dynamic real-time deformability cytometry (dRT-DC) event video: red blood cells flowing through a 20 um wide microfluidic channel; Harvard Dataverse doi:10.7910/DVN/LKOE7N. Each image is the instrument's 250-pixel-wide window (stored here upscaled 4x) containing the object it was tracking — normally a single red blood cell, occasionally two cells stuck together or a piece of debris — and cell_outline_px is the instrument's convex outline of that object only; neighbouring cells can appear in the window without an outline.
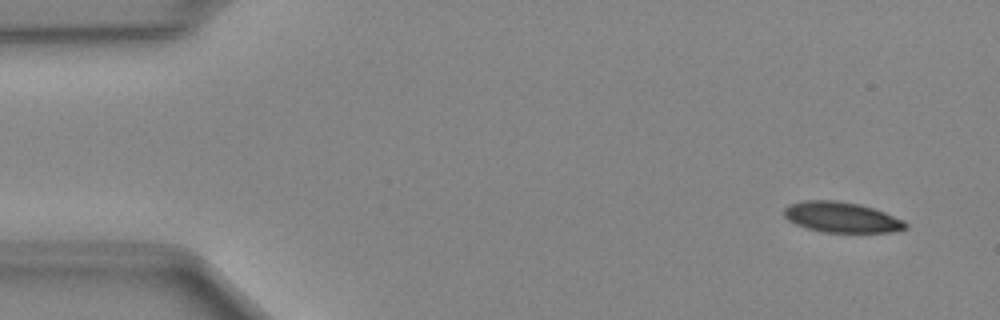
{"species": "Egyptian fruit bat (a non-hibernating species)", "species_latin": "Rousettus aegyptiacus", "temperature_condition": "cold", "stored_images_in_passage": 49, "camera_frame_rate_fps": 3000, "um_per_image_px": 0.085, "animal": {"sex": "female"}, "frame": {"image": 1, "passage_image": 3, "time_ms": 0.667, "image_size_px": [1000, 320], "cell_outline_px": [[908, 228], [888, 232], [824, 232], [808, 228], [796, 224], [788, 220], [784, 216], [784, 208], [788, 204], [804, 200], [836, 200], [860, 204], [884, 212], [904, 220], [908, 224]], "centroid_in_image_um": [71.52, 18.45], "position_along_channel_um": 13.5, "area_um2": 21.56}}
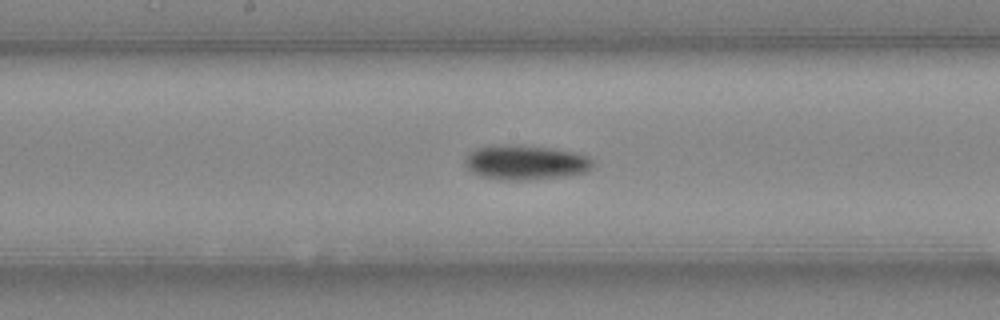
{"frame": {"image": 2, "passage_image": 25, "time_ms": 8.0, "image_size_px": [1000, 320], "cell_outline_px": [[596, 168], [588, 172], [568, 176], [528, 180], [500, 180], [480, 176], [472, 172], [464, 164], [464, 160], [476, 148], [500, 144], [552, 148], [576, 152], [588, 156], [596, 164]], "centroid_in_image_um": [44.75, 13.82], "position_along_channel_um": 203.5, "area_um2": 26.18}}
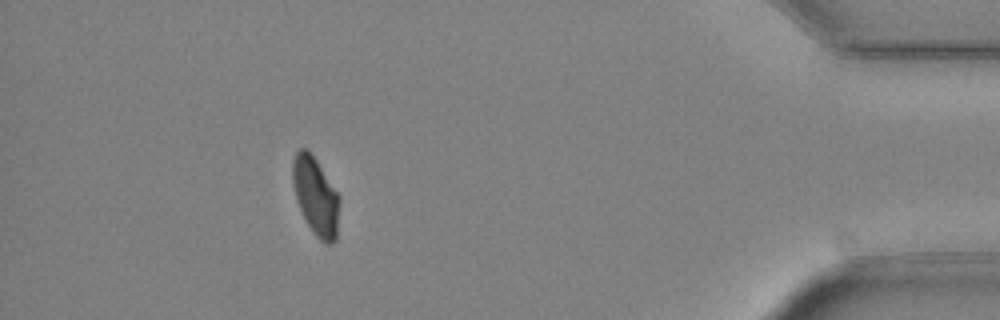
{"frame": {"image": 3, "passage_image": 44, "time_ms": 14.333, "image_size_px": [1000, 320], "cell_outline_px": [[340, 200], [336, 240], [332, 244], [324, 244], [316, 236], [308, 224], [296, 200], [292, 180], [292, 160], [296, 152], [300, 148], [304, 148], [316, 160], [340, 196]], "centroid_in_image_um": [26.84, 16.7], "position_along_channel_um": 408.4, "area_um2": 21.15}}